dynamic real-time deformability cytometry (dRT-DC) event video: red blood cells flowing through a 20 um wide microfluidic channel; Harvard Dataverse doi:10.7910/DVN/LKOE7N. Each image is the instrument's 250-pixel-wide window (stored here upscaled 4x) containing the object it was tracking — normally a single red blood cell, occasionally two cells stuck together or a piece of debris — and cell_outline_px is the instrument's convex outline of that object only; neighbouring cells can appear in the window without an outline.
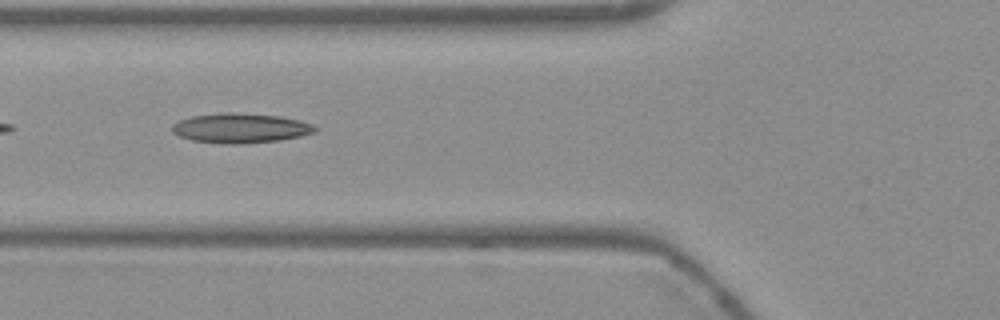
{"species": "Egyptian fruit bat (a non-hibernating species)", "species_latin": "Rousettus aegyptiacus", "temperature_condition": "warm", "stored_images_in_passage": 37, "camera_frame_rate_fps": 3000, "um_per_image_px": 0.085, "frame": {"image": 1, "passage_image": 4, "time_ms": 1.0, "image_size_px": [1000, 320], "cell_outline_px": [[316, 132], [300, 136], [280, 140], [240, 144], [224, 144], [192, 140], [180, 136], [172, 132], [172, 124], [180, 120], [192, 116], [220, 112], [232, 112], [280, 116], [300, 120], [312, 124], [316, 128]], "centroid_in_image_um": [20.43, 10.88], "position_along_channel_um": 105.4, "area_um2": 24.8}}
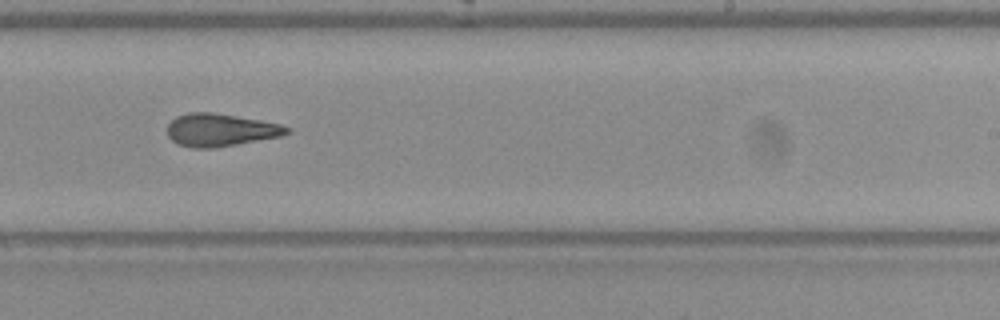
{"frame": {"image": 2, "passage_image": 17, "time_ms": 5.333, "image_size_px": [1000, 320], "cell_outline_px": [[292, 132], [280, 136], [236, 144], [212, 148], [192, 148], [180, 144], [172, 140], [168, 136], [168, 124], [176, 116], [188, 112], [212, 112], [260, 120], [280, 124], [292, 128]], "centroid_in_image_um": [18.74, 11.04], "position_along_channel_um": 270.3, "area_um2": 22.66}}
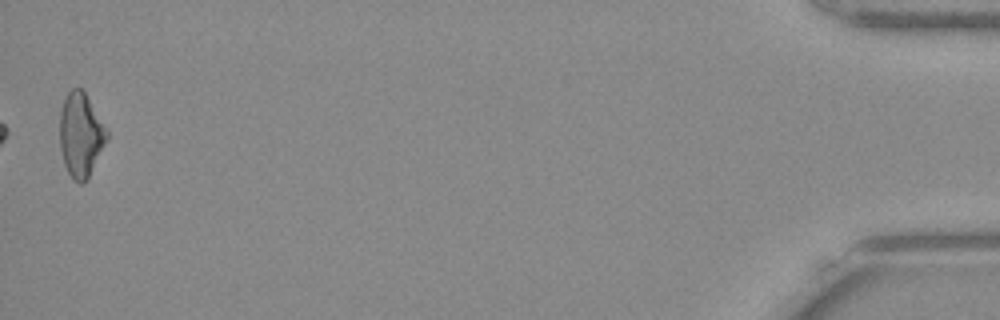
{"frame": {"image": 3, "passage_image": 37, "time_ms": 12.0, "image_size_px": [1000, 320], "cell_outline_px": [[108, 136], [88, 180], [84, 184], [80, 184], [72, 180], [64, 164], [60, 148], [60, 112], [64, 100], [68, 92], [72, 88], [80, 88], [84, 92], [108, 132]], "centroid_in_image_um": [6.84, 11.52], "position_along_channel_um": 428.4, "area_um2": 22.83}, "authors_computed_cell_mechanics": {"area_um2": 22.7154, "velocity_mm_per_s": 3.7947, "shape_relaxation_time_tau1_ms": 10.3405, "shape_relaxation_time_tau2_ms": 4.7724, "deformation_change_tau1": 0.2439, "deformation_change_tau2": 0.1466}}